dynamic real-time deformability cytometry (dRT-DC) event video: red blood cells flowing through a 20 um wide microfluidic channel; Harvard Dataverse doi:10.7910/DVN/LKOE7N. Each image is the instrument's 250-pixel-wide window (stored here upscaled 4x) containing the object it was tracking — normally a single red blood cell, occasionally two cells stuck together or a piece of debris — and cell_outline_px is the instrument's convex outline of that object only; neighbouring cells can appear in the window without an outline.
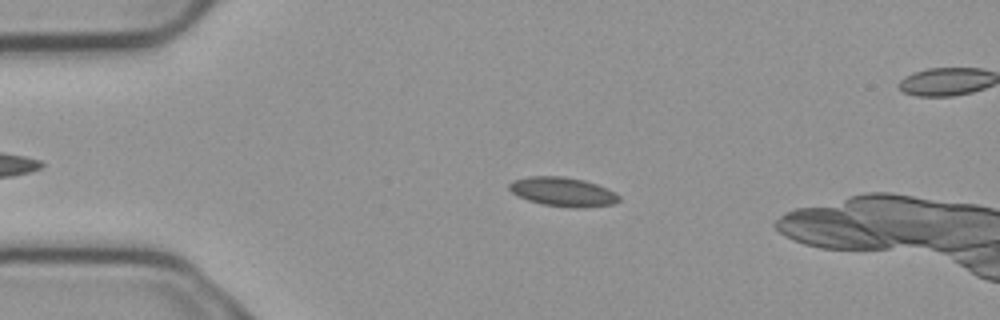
{"species": "common noctule bat (a hibernating species)", "species_latin": "Nyctalus noctula", "temperature_condition": "cold", "stored_images_in_passage": 4, "segment_of_instrument_passage": [1, 2], "camera_frame_rate_fps": 3000, "um_per_image_px": 0.085, "animal": {"sex": "male", "body_mass_g": 23.1, "forearm_length_mm": 52.7}, "frame": {"image": 1, "passage_image": 2, "time_ms": 0.333, "image_size_px": [1000, 320], "cell_outline_px": [[620, 200], [612, 204], [584, 208], [576, 208], [544, 204], [528, 200], [512, 192], [508, 188], [508, 184], [512, 180], [528, 176], [564, 176], [584, 180], [608, 188], [620, 196]], "centroid_in_image_um": [47.85, 16.29], "position_along_channel_um": 37.2, "area_um2": 18.61}}